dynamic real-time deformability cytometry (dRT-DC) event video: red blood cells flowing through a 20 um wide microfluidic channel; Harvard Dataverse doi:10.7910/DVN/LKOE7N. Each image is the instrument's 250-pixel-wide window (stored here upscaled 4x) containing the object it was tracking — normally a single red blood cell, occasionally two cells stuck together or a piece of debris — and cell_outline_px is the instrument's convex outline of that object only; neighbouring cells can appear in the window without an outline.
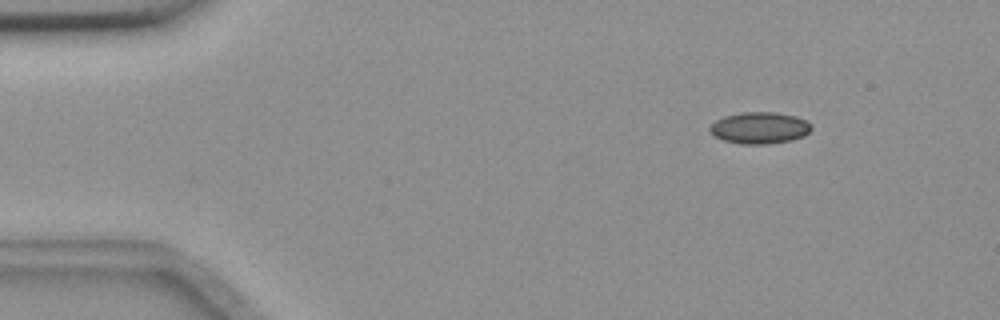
{"species": "common noctule bat (a hibernating species)", "species_latin": "Nyctalus noctula", "temperature_condition": "room temperature", "stored_images_in_passage": 2, "camera_frame_rate_fps": 3000, "um_per_image_px": 0.085, "animal": {"sex": "female", "body_mass_g": 18.4}, "frame": {"image": 1, "passage_image": 2, "time_ms": 0.333, "image_size_px": [1000, 320], "cell_outline_px": [[812, 128], [804, 136], [792, 140], [768, 144], [740, 144], [724, 140], [716, 136], [708, 128], [716, 120], [724, 116], [744, 112], [776, 112], [796, 116], [812, 124]], "centroid_in_image_um": [64.59, 10.87], "position_along_channel_um": 20.4, "area_um2": 18.67}}